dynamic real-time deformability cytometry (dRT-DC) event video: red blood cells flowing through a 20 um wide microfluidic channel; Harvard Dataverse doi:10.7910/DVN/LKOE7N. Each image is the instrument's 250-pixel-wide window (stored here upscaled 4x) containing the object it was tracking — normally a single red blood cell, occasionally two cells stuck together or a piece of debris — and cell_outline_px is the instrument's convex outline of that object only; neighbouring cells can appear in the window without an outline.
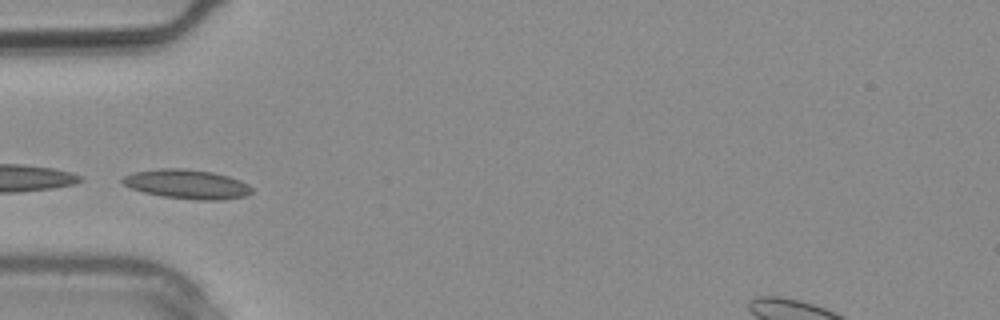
{"species": "common noctule bat (a hibernating species)", "species_latin": "Nyctalus noctula", "temperature_condition": "warm", "stored_images_in_passage": 23, "camera_frame_rate_fps": 3000, "um_per_image_px": 0.085, "animal": {"sex": "male", "body_mass_g": 20.4}, "frame": {"image": 1, "passage_image": 4, "time_ms": 1.0, "image_size_px": [1000, 320], "cell_outline_px": [[252, 192], [244, 196], [220, 200], [196, 200], [164, 196], [144, 192], [132, 188], [124, 184], [120, 180], [124, 176], [132, 172], [160, 168], [184, 168], [212, 172], [228, 176], [240, 180], [248, 184], [252, 188]], "centroid_in_image_um": [15.89, 15.64], "position_along_channel_um": 69.1, "area_um2": 21.96}}